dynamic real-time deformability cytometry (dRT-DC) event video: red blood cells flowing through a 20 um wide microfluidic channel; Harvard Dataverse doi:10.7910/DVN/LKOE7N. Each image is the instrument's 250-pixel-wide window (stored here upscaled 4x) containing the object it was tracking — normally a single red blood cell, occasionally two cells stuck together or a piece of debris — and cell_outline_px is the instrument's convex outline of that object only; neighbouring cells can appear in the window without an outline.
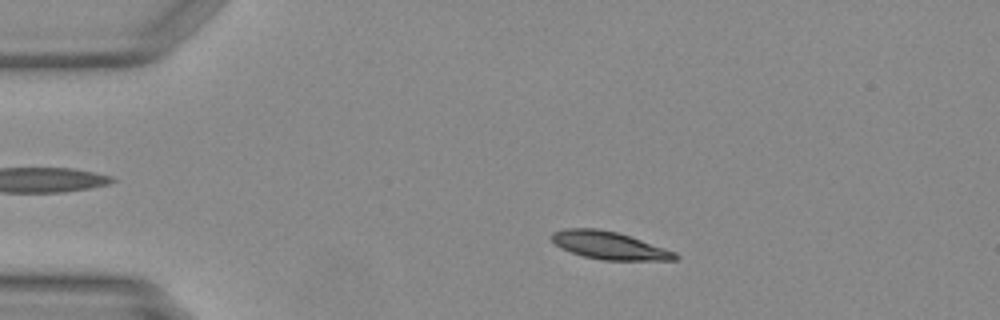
{"species": "Egyptian fruit bat (a non-hibernating species)", "species_latin": "Rousettus aegyptiacus", "temperature_condition": "warm", "stored_images_in_passage": 47, "camera_frame_rate_fps": 3000, "um_per_image_px": 0.085, "animal": {"sex": "female"}, "frame": {"image": 1, "passage_image": 9, "time_ms": 2.667, "image_size_px": [1000, 320], "cell_outline_px": [[680, 256], [676, 260], [604, 260], [584, 256], [560, 248], [548, 236], [552, 232], [564, 228], [596, 228], [616, 232], [676, 252]], "centroid_in_image_um": [51.74, 20.86], "position_along_channel_um": 33.3, "area_um2": 19.77}}
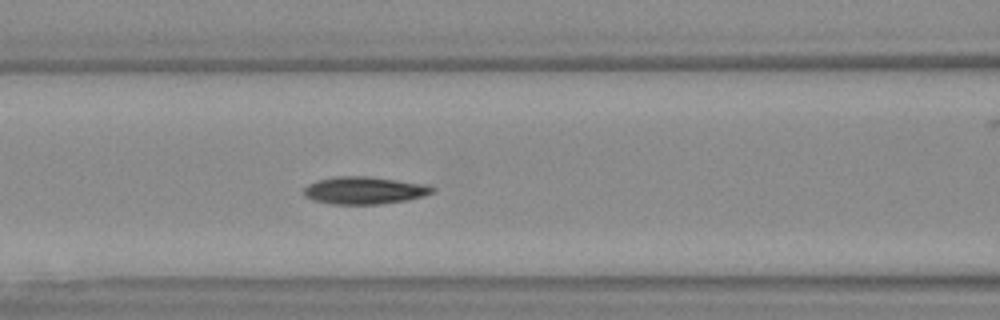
{"frame": {"image": 2, "passage_image": 20, "time_ms": 6.333, "image_size_px": [1000, 320], "cell_outline_px": [[436, 192], [424, 196], [408, 200], [380, 204], [332, 204], [312, 200], [304, 196], [304, 188], [308, 184], [316, 180], [336, 176], [364, 176], [428, 184], [436, 188]], "centroid_in_image_um": [30.99, 16.18], "position_along_channel_um": 135.6, "area_um2": 20.75}}
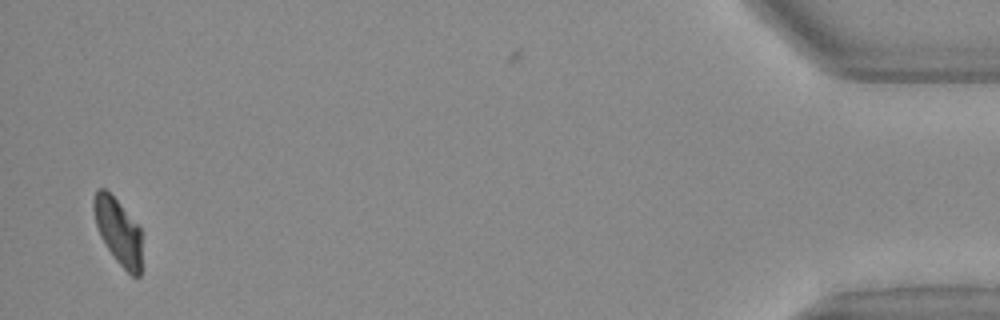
{"frame": {"image": 3, "passage_image": 47, "time_ms": 15.333, "image_size_px": [1000, 320], "cell_outline_px": [[140, 276], [132, 276], [116, 260], [100, 236], [96, 224], [92, 208], [92, 200], [96, 192], [100, 188], [104, 188], [116, 200], [140, 228]], "centroid_in_image_um": [10.01, 19.65], "position_along_channel_um": 425.2, "area_um2": 17.98}}